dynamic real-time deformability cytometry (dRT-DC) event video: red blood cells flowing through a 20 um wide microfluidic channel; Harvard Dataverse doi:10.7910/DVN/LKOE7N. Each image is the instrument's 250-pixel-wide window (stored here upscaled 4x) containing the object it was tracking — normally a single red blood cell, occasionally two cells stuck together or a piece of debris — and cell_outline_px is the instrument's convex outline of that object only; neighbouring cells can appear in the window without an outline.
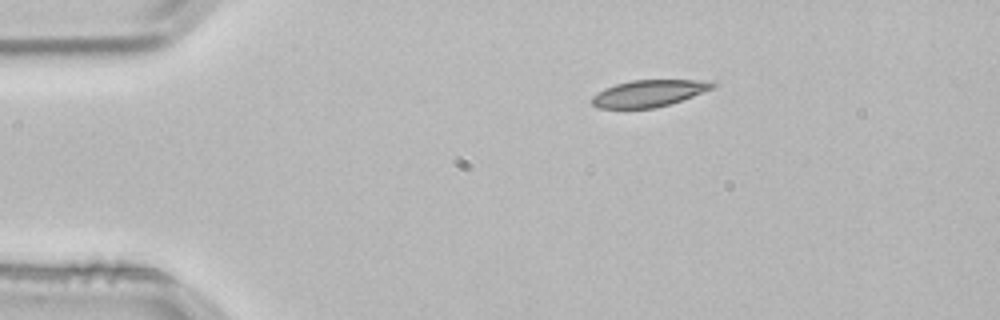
{"species": "common noctule bat (a hibernating species)", "species_latin": "Nyctalus noctula", "temperature_condition": "room temperature", "stored_images_in_passage": 2, "camera_frame_rate_fps": 3000, "um_per_image_px": 0.085, "animal": {"sex": "male", "body_mass_g": 21.5, "forearm_length_mm": 52.0}, "frame": {"image": 1, "passage_image": 1, "time_ms": 0.0, "image_size_px": [1000, 320], "cell_outline_px": [[716, 84], [712, 88], [692, 96], [656, 108], [596, 108], [592, 104], [592, 96], [604, 88], [616, 84], [632, 80], [716, 80]], "centroid_in_image_um": [55.14, 7.92], "position_along_channel_um": 29.9, "area_um2": 18.73}}